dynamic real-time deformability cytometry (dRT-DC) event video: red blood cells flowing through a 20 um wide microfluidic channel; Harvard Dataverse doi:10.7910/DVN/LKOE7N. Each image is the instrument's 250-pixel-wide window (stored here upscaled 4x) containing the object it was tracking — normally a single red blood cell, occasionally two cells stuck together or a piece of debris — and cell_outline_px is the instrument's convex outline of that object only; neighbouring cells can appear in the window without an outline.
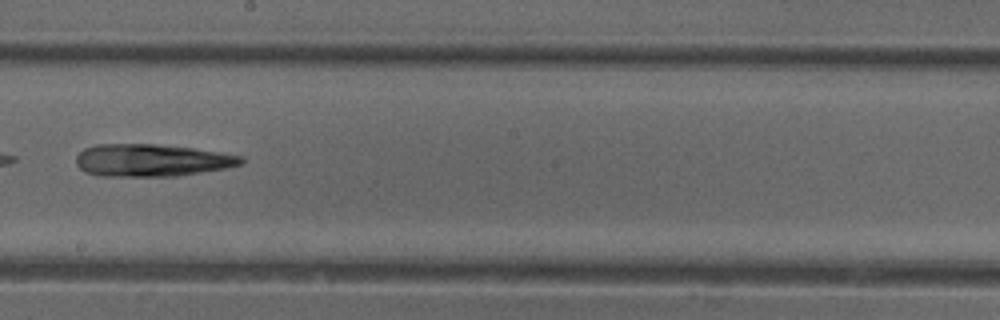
{"species": "common noctule bat (a hibernating species)", "species_latin": "Nyctalus noctula", "temperature_condition": "cold", "stored_images_in_passage": 50, "camera_frame_rate_fps": 3000, "um_per_image_px": 0.085, "animal": {"sex": "female"}, "frame": {"image": 1, "passage_image": 29, "time_ms": 9.333, "image_size_px": [1000, 320], "cell_outline_px": [[244, 164], [224, 168], [176, 176], [100, 176], [84, 172], [76, 164], [76, 156], [84, 148], [96, 144], [160, 144], [192, 148], [220, 152], [244, 156]], "centroid_in_image_um": [12.88, 13.62], "position_along_channel_um": 235.3, "area_um2": 31.27}}